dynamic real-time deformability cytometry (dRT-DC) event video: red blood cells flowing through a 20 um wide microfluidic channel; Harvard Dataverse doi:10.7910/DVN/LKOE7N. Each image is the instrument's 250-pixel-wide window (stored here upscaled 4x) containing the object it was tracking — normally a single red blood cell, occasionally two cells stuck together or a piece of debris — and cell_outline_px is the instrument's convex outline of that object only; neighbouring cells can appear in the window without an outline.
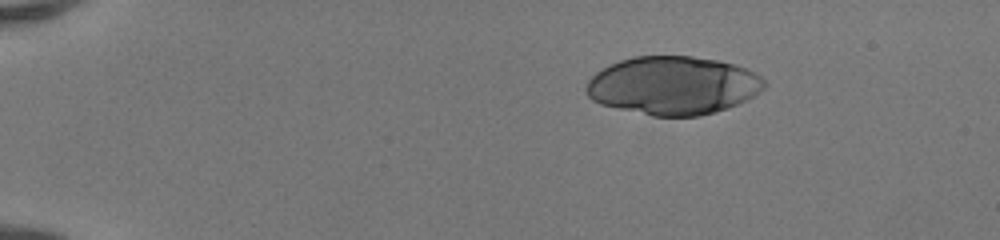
{"species": "human", "species_latin": "Homo sapiens", "temperature_condition": "room temperature", "stored_images_in_passage": 42, "camera_frame_rate_fps": 3000, "um_per_image_px": 0.085, "donor": {"sex": "female"}, "frame": {"image": 1, "passage_image": 1, "time_ms": 0.0, "image_size_px": [1000, 240], "cell_outline_px": [[764, 88], [760, 92], [728, 108], [716, 112], [700, 116], [652, 116], [600, 104], [592, 100], [588, 96], [584, 88], [588, 80], [596, 72], [620, 60], [636, 56], [692, 56], [716, 60], [736, 64], [756, 72], [764, 80]], "centroid_in_image_um": [57.2, 7.27], "position_along_channel_um": 27.8, "area_um2": 60.52}}